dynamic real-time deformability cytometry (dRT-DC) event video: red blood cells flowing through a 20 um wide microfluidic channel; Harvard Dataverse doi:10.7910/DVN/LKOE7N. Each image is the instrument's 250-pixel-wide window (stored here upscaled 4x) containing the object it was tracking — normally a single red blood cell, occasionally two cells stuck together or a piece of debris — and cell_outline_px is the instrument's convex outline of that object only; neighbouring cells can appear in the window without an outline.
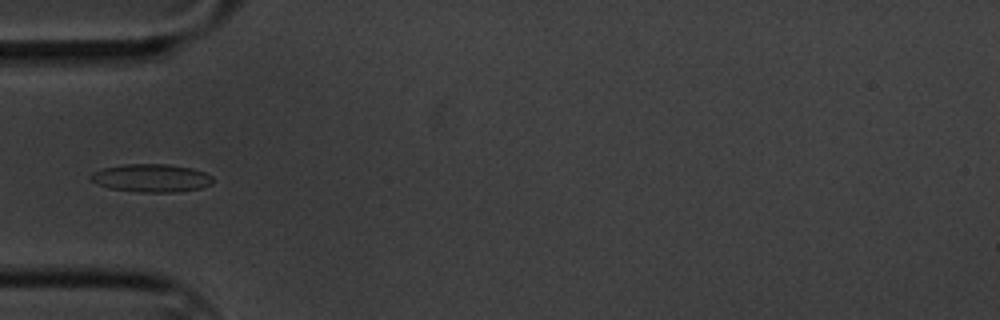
{"species": "common noctule bat (a hibernating species)", "species_latin": "Nyctalus noctula", "temperature_condition": "cold", "stored_images_in_passage": 6, "camera_frame_rate_fps": 3000, "um_per_image_px": 0.085, "animal": {"sex": "male", "body_mass_g": 20.1, "forearm_length_mm": 53.5}, "frame": {"image": 1, "passage_image": 5, "time_ms": 5.333, "image_size_px": [1000, 320], "cell_outline_px": [[212, 184], [200, 188], [176, 192], [140, 192], [108, 188], [96, 184], [88, 176], [92, 172], [104, 168], [124, 164], [168, 164], [192, 168], [204, 172], [212, 176]], "centroid_in_image_um": [12.84, 15.13], "position_along_channel_um": 72.2, "area_um2": 20.0}}
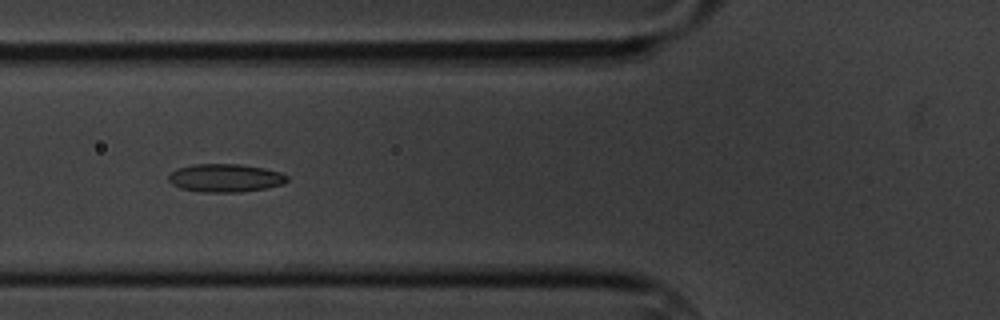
{"frame": {"image": 2, "passage_image": 6, "time_ms": 6.333, "image_size_px": [1000, 320], "cell_outline_px": [[288, 180], [284, 184], [268, 188], [240, 192], [200, 192], [180, 188], [172, 184], [168, 180], [168, 176], [176, 168], [192, 164], [240, 164], [264, 168], [280, 172], [288, 176]], "centroid_in_image_um": [19.15, 15.13], "position_along_channel_um": 106.6, "area_um2": 19.65}}